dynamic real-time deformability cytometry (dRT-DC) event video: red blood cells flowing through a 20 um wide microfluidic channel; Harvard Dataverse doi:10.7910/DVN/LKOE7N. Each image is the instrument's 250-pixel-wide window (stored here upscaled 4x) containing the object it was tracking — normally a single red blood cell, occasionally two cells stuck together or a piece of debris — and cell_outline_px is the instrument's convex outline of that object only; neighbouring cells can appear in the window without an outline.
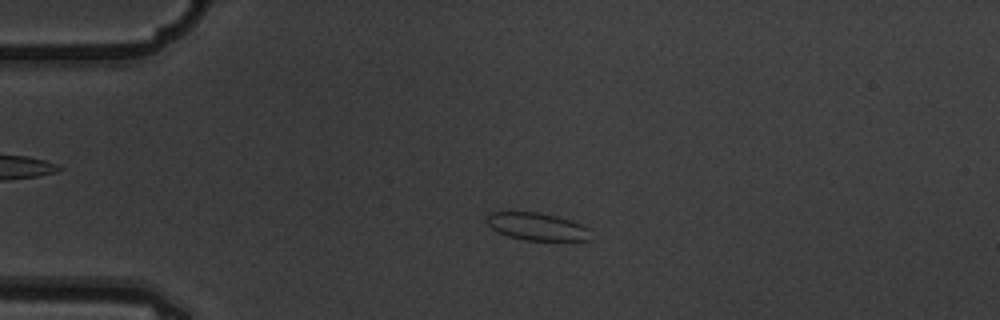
{"species": "common noctule bat (a hibernating species)", "species_latin": "Nyctalus noctula", "temperature_condition": "warm", "stored_images_in_passage": 4, "camera_frame_rate_fps": 3000, "um_per_image_px": 0.085, "animal": {"sex": "male", "body_mass_g": 19.5, "forearm_length_mm": 54.6}, "frame": {"image": 1, "passage_image": 3, "time_ms": 0.667, "image_size_px": [1000, 320], "cell_outline_px": [[592, 240], [524, 240], [508, 236], [496, 232], [484, 220], [488, 212], [536, 212], [556, 216], [572, 220], [588, 228]], "centroid_in_image_um": [45.61, 19.25], "position_along_channel_um": 39.4, "area_um2": 16.76}}